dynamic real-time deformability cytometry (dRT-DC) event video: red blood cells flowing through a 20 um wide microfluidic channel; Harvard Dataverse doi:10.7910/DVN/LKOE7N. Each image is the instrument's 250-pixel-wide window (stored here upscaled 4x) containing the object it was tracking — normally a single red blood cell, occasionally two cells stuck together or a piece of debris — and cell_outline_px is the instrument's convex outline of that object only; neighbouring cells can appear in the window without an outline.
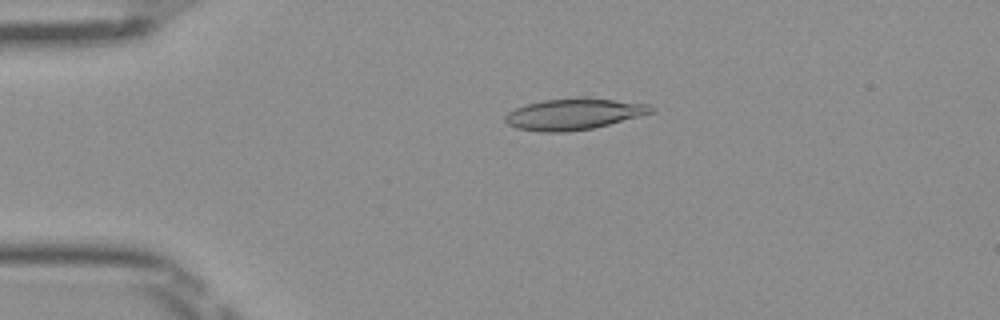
{"species": "Egyptian fruit bat (a non-hibernating species)", "species_latin": "Rousettus aegyptiacus", "temperature_condition": "room temperature", "stored_images_in_passage": 45, "camera_frame_rate_fps": 3000, "um_per_image_px": 0.085, "frame": {"image": 1, "passage_image": 6, "time_ms": 1.667, "image_size_px": [1000, 320], "cell_outline_px": [[656, 112], [592, 128], [568, 132], [544, 132], [516, 128], [508, 124], [504, 120], [504, 116], [508, 112], [524, 104], [544, 100], [580, 96], [592, 96], [652, 104], [656, 108]], "centroid_in_image_um": [48.84, 9.66], "position_along_channel_um": 36.2, "area_um2": 27.28}}
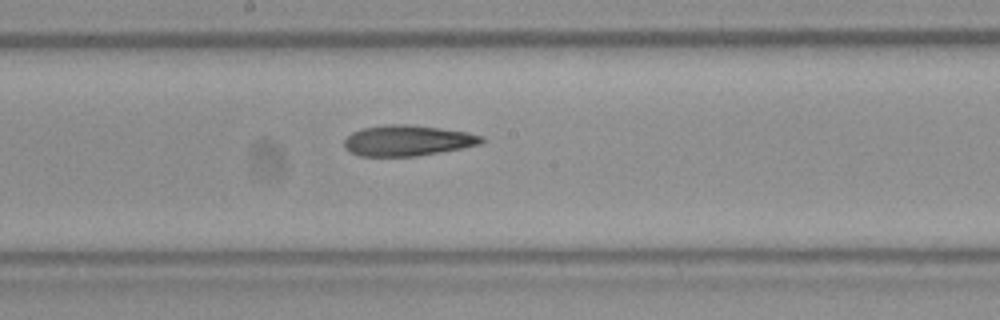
{"frame": {"image": 2, "passage_image": 22, "time_ms": 7.0, "image_size_px": [1000, 320], "cell_outline_px": [[488, 140], [480, 144], [440, 152], [416, 156], [360, 156], [344, 148], [344, 140], [352, 132], [364, 128], [384, 124], [408, 124], [440, 128], [468, 132], [484, 136]], "centroid_in_image_um": [34.67, 11.94], "position_along_channel_um": 213.5, "area_um2": 24.62}}
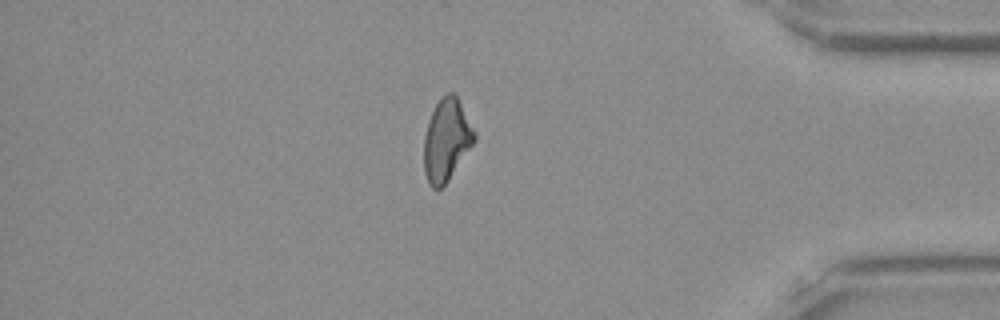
{"frame": {"image": 3, "passage_image": 38, "time_ms": 12.333, "image_size_px": [1000, 320], "cell_outline_px": [[476, 140], [448, 180], [440, 188], [432, 188], [428, 184], [424, 172], [424, 136], [428, 120], [440, 96], [448, 92], [452, 92], [456, 96], [476, 136]], "centroid_in_image_um": [37.92, 11.91], "position_along_channel_um": 397.3, "area_um2": 23.76}, "authors_computed_cell_mechanics": {"area_um2": 24.7962, "velocity_mm_per_s": 4.0393, "shape_relaxation_time_tau1_ms": null, "shape_relaxation_time_tau2_ms": 8.8988, "deformation_change_tau1": null, "deformation_change_tau2": 0.2462}}